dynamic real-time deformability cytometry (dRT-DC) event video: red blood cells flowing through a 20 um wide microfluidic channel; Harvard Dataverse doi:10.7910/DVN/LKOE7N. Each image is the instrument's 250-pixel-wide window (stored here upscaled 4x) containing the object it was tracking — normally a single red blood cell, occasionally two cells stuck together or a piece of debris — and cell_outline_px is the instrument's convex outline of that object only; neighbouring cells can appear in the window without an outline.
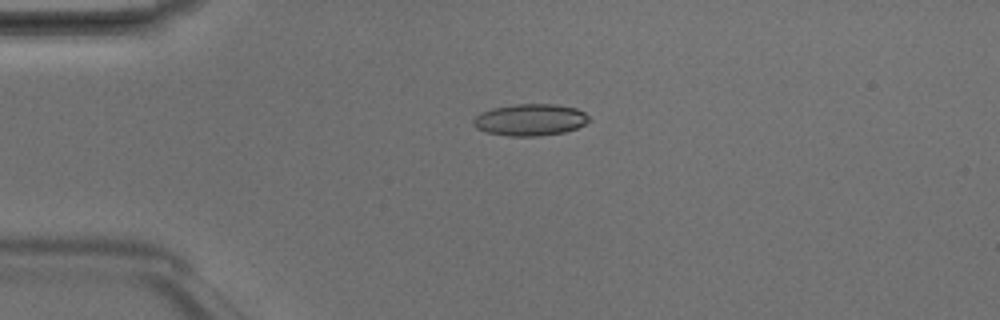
{"species": "Egyptian fruit bat (a non-hibernating species)", "species_latin": "Rousettus aegyptiacus", "temperature_condition": "room temperature", "stored_images_in_passage": 6, "camera_frame_rate_fps": 3000, "um_per_image_px": 0.085, "animal": {"sex": "male"}, "frame": {"image": 1, "passage_image": 4, "time_ms": 1.0, "image_size_px": [1000, 320], "cell_outline_px": [[588, 120], [584, 124], [576, 128], [564, 132], [540, 136], [508, 136], [484, 132], [476, 128], [472, 124], [472, 120], [480, 112], [492, 108], [516, 104], [556, 104], [576, 108], [584, 112], [588, 116]], "centroid_in_image_um": [45.02, 10.18], "position_along_channel_um": 40.0, "area_um2": 21.5}}